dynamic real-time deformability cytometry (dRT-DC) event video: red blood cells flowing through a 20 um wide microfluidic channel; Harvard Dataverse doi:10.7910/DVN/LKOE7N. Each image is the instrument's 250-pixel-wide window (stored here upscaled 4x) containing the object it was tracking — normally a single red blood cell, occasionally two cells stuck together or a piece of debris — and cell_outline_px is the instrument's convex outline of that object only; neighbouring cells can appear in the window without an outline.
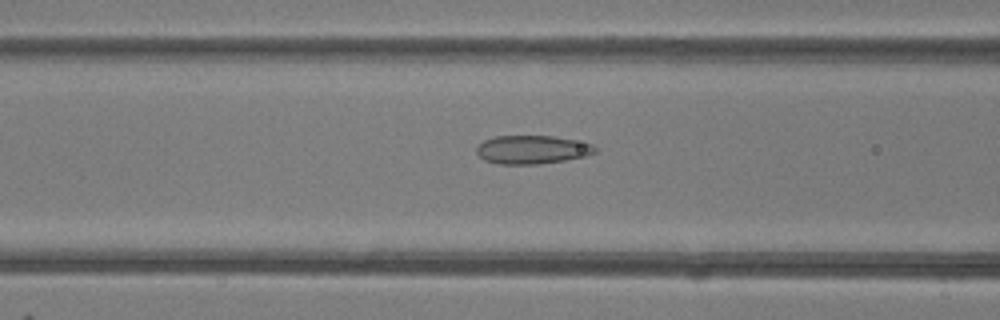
{"species": "common noctule bat (a hibernating species)", "species_latin": "Nyctalus noctula", "temperature_condition": "room temperature", "stored_images_in_passage": 49, "camera_frame_rate_fps": 3000, "um_per_image_px": 0.085, "animal": {"sex": "female"}, "frame": {"image": 1, "passage_image": 20, "time_ms": 6.333, "image_size_px": [1000, 320], "cell_outline_px": [[596, 152], [584, 156], [564, 160], [540, 164], [500, 164], [484, 160], [476, 152], [476, 148], [484, 140], [496, 136], [552, 136], [592, 144], [596, 148]], "centroid_in_image_um": [45.2, 12.72], "position_along_channel_um": 121.4, "area_um2": 19.42}}
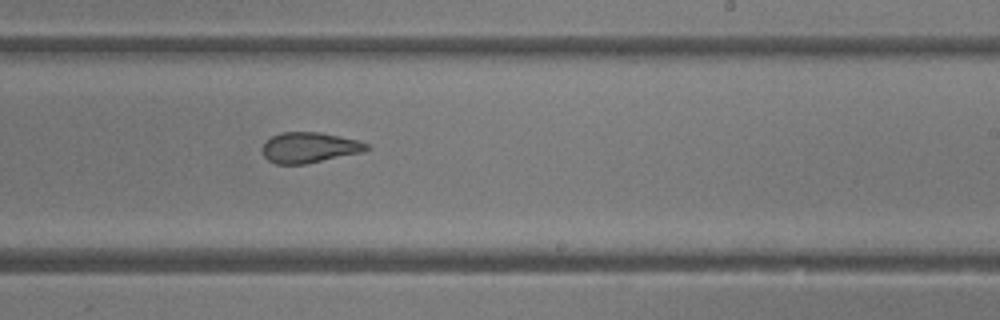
{"frame": {"image": 2, "passage_image": 30, "time_ms": 9.667, "image_size_px": [1000, 320], "cell_outline_px": [[372, 148], [364, 152], [304, 164], [276, 164], [268, 160], [264, 156], [260, 148], [272, 136], [280, 132], [320, 132], [340, 136], [356, 140], [368, 144]], "centroid_in_image_um": [26.3, 12.54], "position_along_channel_um": 262.7, "area_um2": 18.61}}
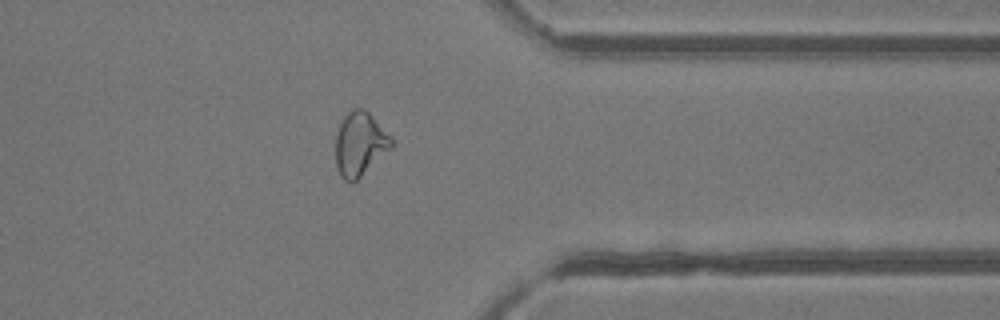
{"frame": {"image": 3, "passage_image": 39, "time_ms": 12.667, "image_size_px": [1000, 320], "cell_outline_px": [[392, 148], [352, 184], [344, 180], [340, 176], [336, 168], [336, 132], [344, 116], [352, 108], [364, 108], [368, 112], [392, 140]], "centroid_in_image_um": [30.55, 12.27], "position_along_channel_um": 380.8, "area_um2": 20.58}, "authors_computed_cell_mechanics": {"area_um2": 21.7906, "velocity_mm_per_s": 4.2329, "shape_relaxation_time_tau1_ms": null, "shape_relaxation_time_tau2_ms": 1.5675, "deformation_change_tau1": null, "deformation_change_tau2": 0.0874}}